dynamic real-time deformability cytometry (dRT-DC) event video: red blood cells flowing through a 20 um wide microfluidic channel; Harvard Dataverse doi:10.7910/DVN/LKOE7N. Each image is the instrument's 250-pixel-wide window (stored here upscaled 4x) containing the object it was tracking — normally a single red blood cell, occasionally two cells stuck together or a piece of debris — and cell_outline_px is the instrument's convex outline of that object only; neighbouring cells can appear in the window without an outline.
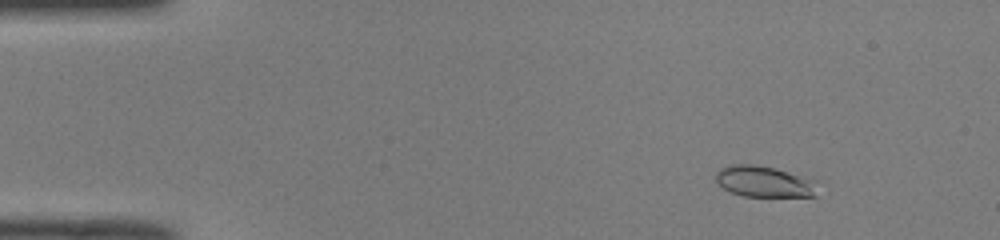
{"species": "common noctule bat (a hibernating species)", "species_latin": "Nyctalus noctula", "temperature_condition": "room temperature", "stored_images_in_passage": 52, "camera_frame_rate_fps": 3000, "um_per_image_px": 0.085, "animal": {"sex": "male", "body_mass_g": 19.0, "forearm_length_mm": 50.8}, "frame": {"image": 1, "passage_image": 7, "time_ms": 2.0, "image_size_px": [1000, 240], "cell_outline_px": [[816, 196], [744, 196], [732, 192], [724, 188], [716, 180], [716, 172], [720, 168], [732, 164], [756, 164], [788, 172], [816, 180]], "centroid_in_image_um": [64.95, 15.43], "position_along_channel_um": 20.1, "area_um2": 18.21}}
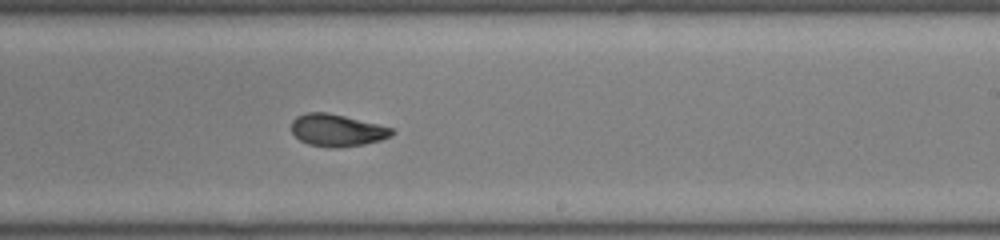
{"frame": {"image": 2, "passage_image": 32, "time_ms": 10.333, "image_size_px": [1000, 240], "cell_outline_px": [[396, 132], [380, 140], [364, 144], [340, 148], [328, 148], [308, 144], [300, 140], [292, 132], [292, 120], [296, 116], [304, 112], [328, 112], [392, 128]], "centroid_in_image_um": [28.6, 11.07], "position_along_channel_um": 260.4, "area_um2": 18.79}}
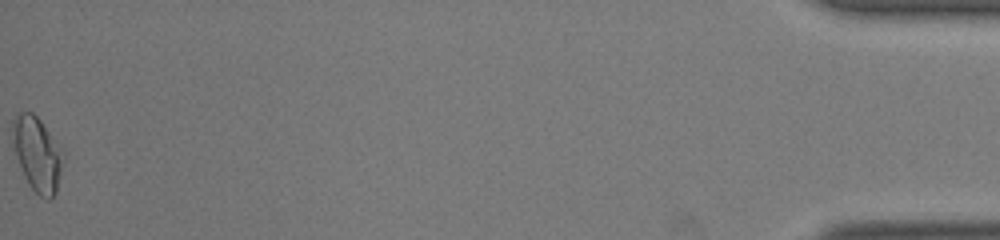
{"frame": {"image": 3, "passage_image": 52, "time_ms": 17.0, "image_size_px": [1000, 240], "cell_outline_px": [[64, 156], [56, 192], [48, 200], [40, 196], [28, 184], [24, 176], [12, 144], [12, 120], [16, 112], [32, 112], [40, 120], [60, 144], [64, 152]], "centroid_in_image_um": [3.16, 13.05], "position_along_channel_um": 432.0, "area_um2": 22.02}, "authors_computed_cell_mechanics": {"area_um2": 18.9873, "velocity_mm_per_s": 4.0225, "shape_relaxation_time_tau1_ms": 4.8769, "shape_relaxation_time_tau2_ms": 1.708, "deformation_change_tau1": 0.1964, "deformation_change_tau2": 0.0686}}